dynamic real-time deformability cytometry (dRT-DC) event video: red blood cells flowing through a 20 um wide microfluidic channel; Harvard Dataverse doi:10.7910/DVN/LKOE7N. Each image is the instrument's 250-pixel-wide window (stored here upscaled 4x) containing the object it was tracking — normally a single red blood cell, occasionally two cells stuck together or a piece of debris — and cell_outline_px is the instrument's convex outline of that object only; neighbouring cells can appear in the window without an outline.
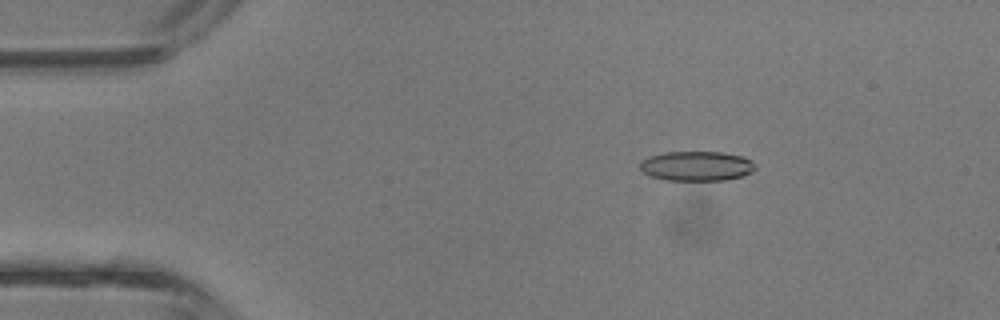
{"species": "common noctule bat (a hibernating species)", "species_latin": "Nyctalus noctula", "temperature_condition": "room temperature", "stored_images_in_passage": 10, "camera_frame_rate_fps": 3000, "um_per_image_px": 0.085, "animal": {"sex": "male", "body_mass_g": 13.3}, "frame": {"image": 1, "passage_image": 7, "time_ms": 2.0, "image_size_px": [1000, 320], "cell_outline_px": [[756, 168], [752, 172], [744, 176], [724, 180], [664, 180], [652, 176], [644, 172], [640, 168], [640, 160], [648, 156], [664, 152], [720, 152], [744, 156], [752, 160], [756, 164]], "centroid_in_image_um": [59.24, 14.11], "position_along_channel_um": 25.8, "area_um2": 20.17}}